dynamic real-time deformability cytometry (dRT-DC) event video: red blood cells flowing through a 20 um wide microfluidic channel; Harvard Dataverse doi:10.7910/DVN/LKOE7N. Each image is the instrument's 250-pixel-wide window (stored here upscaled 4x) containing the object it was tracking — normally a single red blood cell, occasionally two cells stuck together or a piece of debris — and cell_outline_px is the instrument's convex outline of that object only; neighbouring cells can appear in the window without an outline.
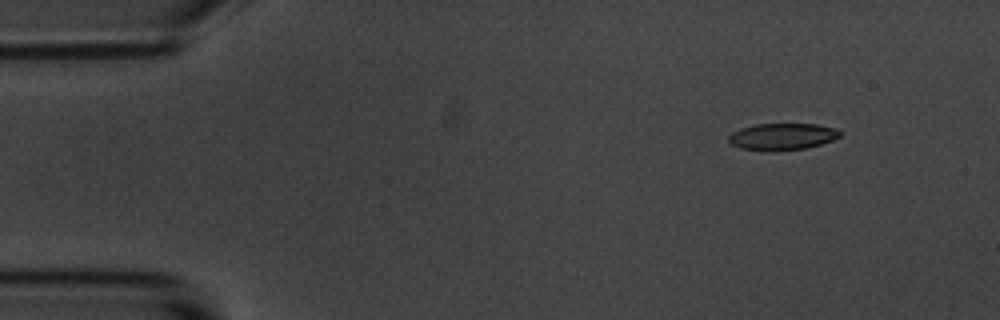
{"species": "common noctule bat (a hibernating species)", "species_latin": "Nyctalus noctula", "temperature_condition": "room temperature", "stored_images_in_passage": 5, "camera_frame_rate_fps": 3000, "um_per_image_px": 0.085, "animal": {"sex": "male", "body_mass_g": 20.1, "forearm_length_mm": 53.5}, "frame": {"image": 1, "passage_image": 2, "time_ms": 1.333, "image_size_px": [1000, 320], "cell_outline_px": [[840, 136], [832, 140], [820, 144], [804, 148], [740, 148], [732, 144], [728, 140], [728, 136], [732, 132], [740, 128], [756, 124], [816, 124], [836, 128], [840, 132]], "centroid_in_image_um": [66.51, 11.55], "position_along_channel_um": 18.5, "area_um2": 16.47}}
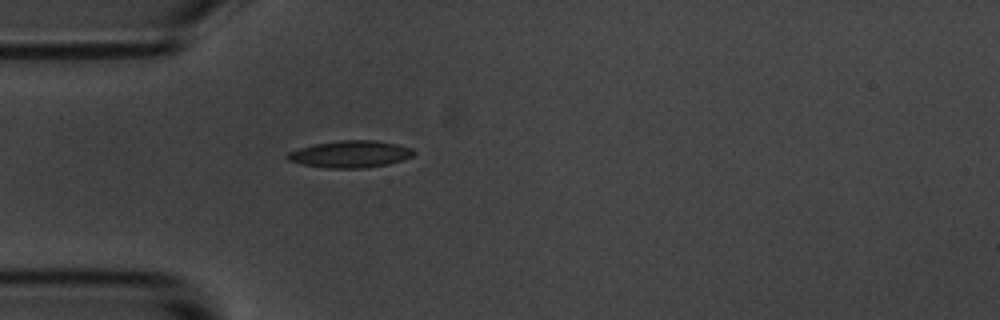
{"frame": {"image": 2, "passage_image": 5, "time_ms": 4.667, "image_size_px": [1000, 320], "cell_outline_px": [[416, 152], [412, 156], [388, 164], [364, 168], [328, 168], [304, 164], [288, 160], [284, 156], [288, 152], [300, 148], [316, 144], [344, 140], [376, 140], [396, 144], [412, 148]], "centroid_in_image_um": [29.78, 13.1], "position_along_channel_um": 55.2, "area_um2": 19.59}}